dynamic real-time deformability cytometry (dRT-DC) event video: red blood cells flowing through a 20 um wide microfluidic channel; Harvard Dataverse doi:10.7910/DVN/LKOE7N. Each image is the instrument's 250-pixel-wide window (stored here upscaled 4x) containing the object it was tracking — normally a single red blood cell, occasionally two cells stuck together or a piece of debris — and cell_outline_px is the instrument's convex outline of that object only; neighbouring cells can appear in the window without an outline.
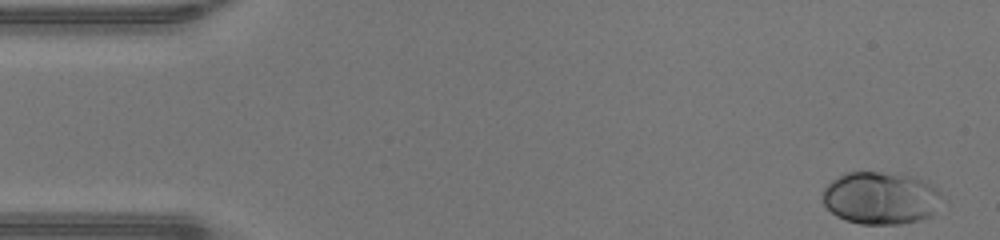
{"species": "human", "species_latin": "Homo sapiens", "temperature_condition": "warm", "stored_images_in_passage": 47, "camera_frame_rate_fps": 3000, "um_per_image_px": 0.085, "donor": {"sex": "male"}, "frame": {"image": 1, "passage_image": 1, "time_ms": 0.0, "image_size_px": [1000, 240], "cell_outline_px": [[940, 192], [932, 212], [928, 216], [920, 220], [900, 224], [860, 224], [844, 220], [836, 216], [824, 204], [824, 188], [832, 180], [844, 172], [880, 172], [912, 176], [924, 180], [936, 188]], "centroid_in_image_um": [74.79, 16.83], "position_along_channel_um": 10.2, "area_um2": 36.01}}
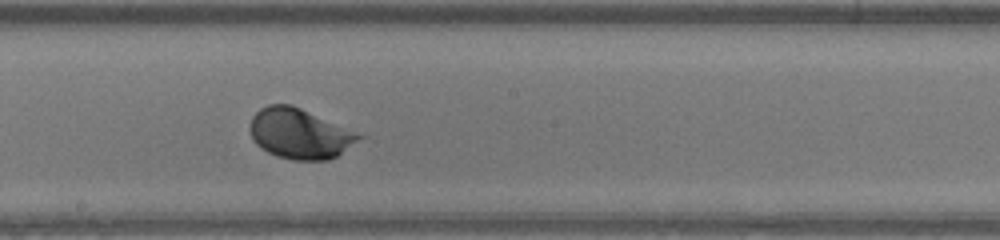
{"frame": {"image": 2, "passage_image": 25, "time_ms": 8.0, "image_size_px": [1000, 240], "cell_outline_px": [[364, 136], [336, 156], [328, 160], [292, 160], [276, 156], [260, 148], [256, 144], [252, 136], [252, 116], [260, 108], [268, 104], [292, 104]], "centroid_in_image_um": [25.44, 11.36], "position_along_channel_um": 222.8, "area_um2": 31.33}}
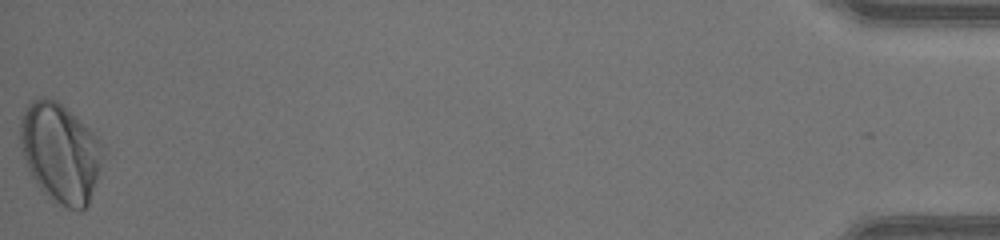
{"frame": {"image": 3, "passage_image": 47, "time_ms": 15.333, "image_size_px": [1000, 240], "cell_outline_px": [[104, 152], [88, 204], [80, 212], [68, 208], [60, 204], [48, 196], [40, 188], [32, 176], [24, 160], [20, 140], [20, 116], [28, 104], [32, 100], [40, 96], [44, 96], [56, 100], [88, 128], [100, 144]], "centroid_in_image_um": [5.08, 12.96], "position_along_channel_um": 430.1, "area_um2": 47.05}, "authors_computed_cell_mechanics": {"area_um2": 31.8478, "velocity_mm_per_s": 4.312, "shape_relaxation_time_tau1_ms": 1.6924, "shape_relaxation_time_tau2_ms": null, "deformation_change_tau1": 0.1543, "deformation_change_tau2": null}}